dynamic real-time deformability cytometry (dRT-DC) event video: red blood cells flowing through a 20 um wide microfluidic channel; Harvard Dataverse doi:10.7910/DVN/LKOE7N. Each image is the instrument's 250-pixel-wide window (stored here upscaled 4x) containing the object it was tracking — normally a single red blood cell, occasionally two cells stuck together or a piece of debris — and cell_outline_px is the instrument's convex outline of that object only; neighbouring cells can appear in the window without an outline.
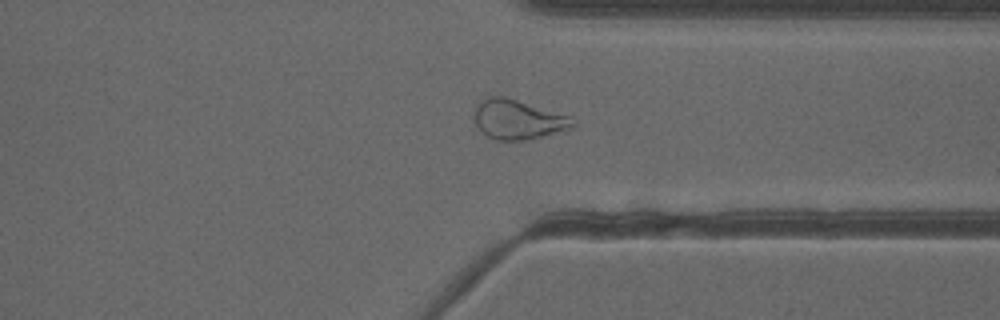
{"species": "common noctule bat (a hibernating species)", "species_latin": "Nyctalus noctula", "temperature_condition": "cold", "stored_images_in_passage": 44, "camera_frame_rate_fps": 3000, "um_per_image_px": 0.085, "animal": {"sex": "female"}, "frame": {"image": 1, "passage_image": 32, "time_ms": 10.333, "image_size_px": [1000, 320], "cell_outline_px": [[576, 124], [572, 128], [528, 140], [496, 140], [480, 132], [472, 116], [476, 104], [488, 96], [504, 96], [572, 116], [576, 120]], "centroid_in_image_um": [44.02, 10.15], "position_along_channel_um": 367.4, "area_um2": 23.06}, "authors_computed_cell_mechanics": {"area_um2": 24.9696, "velocity_mm_per_s": 3.9126, "shape_relaxation_time_tau1_ms": null, "shape_relaxation_time_tau2_ms": 1.9964, "deformation_change_tau1": null, "deformation_change_tau2": 0.1061}}